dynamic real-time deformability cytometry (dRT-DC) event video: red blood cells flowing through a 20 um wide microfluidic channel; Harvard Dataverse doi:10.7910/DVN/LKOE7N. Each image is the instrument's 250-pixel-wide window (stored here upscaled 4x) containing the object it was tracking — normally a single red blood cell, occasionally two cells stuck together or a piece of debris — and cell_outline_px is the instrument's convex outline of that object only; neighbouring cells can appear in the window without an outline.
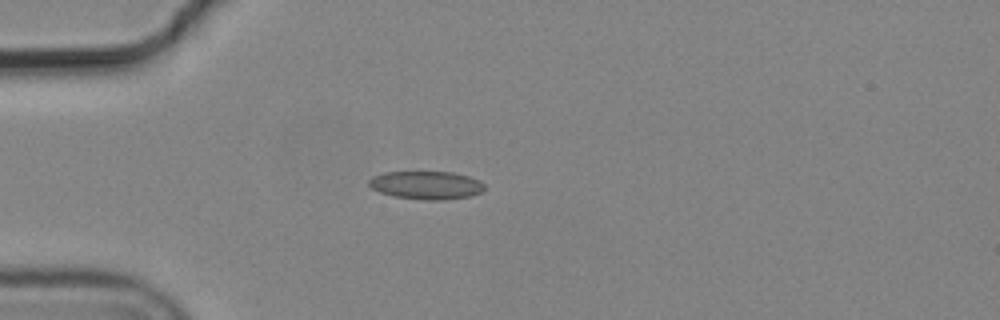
{"species": "common noctule bat (a hibernating species)", "species_latin": "Nyctalus noctula", "temperature_condition": "cold", "stored_images_in_passage": 7, "camera_frame_rate_fps": 3000, "um_per_image_px": 0.085, "animal": {"sex": "male", "body_mass_g": 19.2, "forearm_length_mm": 51.8}, "frame": {"image": 1, "passage_image": 4, "time_ms": 1.0, "image_size_px": [1000, 320], "cell_outline_px": [[484, 188], [480, 192], [472, 196], [444, 200], [428, 200], [392, 196], [380, 192], [372, 188], [368, 184], [368, 180], [372, 176], [384, 172], [452, 172], [468, 176], [480, 180], [484, 184]], "centroid_in_image_um": [36.23, 15.74], "position_along_channel_um": 48.8, "area_um2": 19.02}}
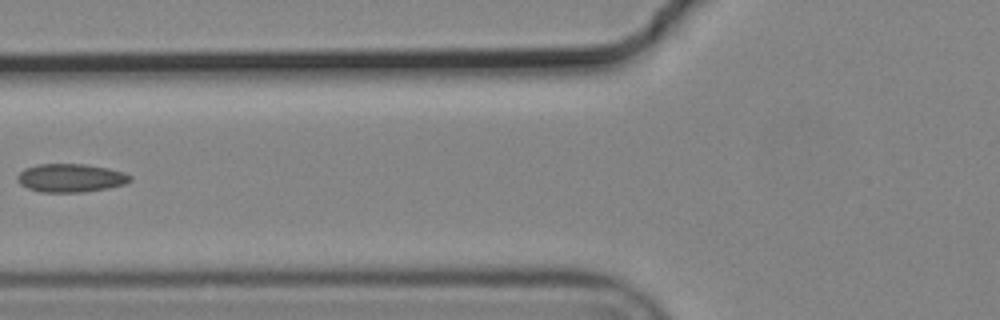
{"frame": {"image": 2, "passage_image": 6, "time_ms": 1.667, "image_size_px": [1000, 320], "cell_outline_px": [[132, 180], [124, 184], [108, 188], [84, 192], [40, 192], [28, 188], [20, 184], [16, 180], [16, 176], [24, 168], [36, 164], [84, 164], [108, 168], [132, 176]], "centroid_in_image_um": [5.96, 15.12], "position_along_channel_um": 119.8, "area_um2": 18.67}}
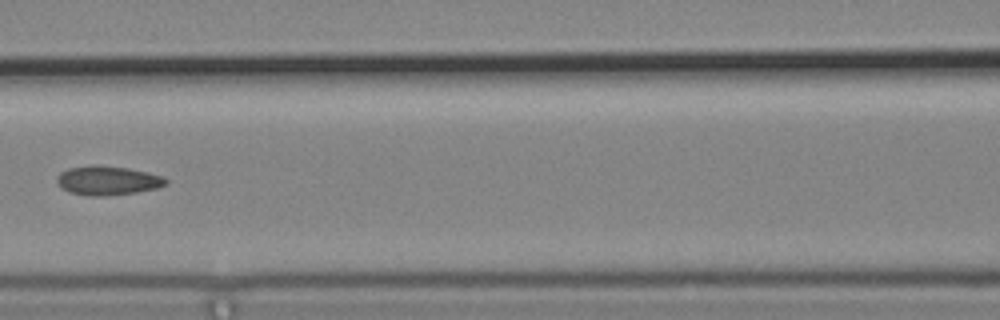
{"frame": {"image": 3, "passage_image": 7, "time_ms": 2.0, "image_size_px": [1000, 320], "cell_outline_px": [[168, 184], [156, 188], [136, 192], [104, 196], [88, 196], [68, 192], [60, 188], [56, 180], [56, 176], [60, 172], [68, 168], [88, 164], [96, 164], [128, 168], [148, 172], [160, 176], [168, 180]], "centroid_in_image_um": [9.09, 15.33], "position_along_channel_um": 157.5, "area_um2": 18.79}}